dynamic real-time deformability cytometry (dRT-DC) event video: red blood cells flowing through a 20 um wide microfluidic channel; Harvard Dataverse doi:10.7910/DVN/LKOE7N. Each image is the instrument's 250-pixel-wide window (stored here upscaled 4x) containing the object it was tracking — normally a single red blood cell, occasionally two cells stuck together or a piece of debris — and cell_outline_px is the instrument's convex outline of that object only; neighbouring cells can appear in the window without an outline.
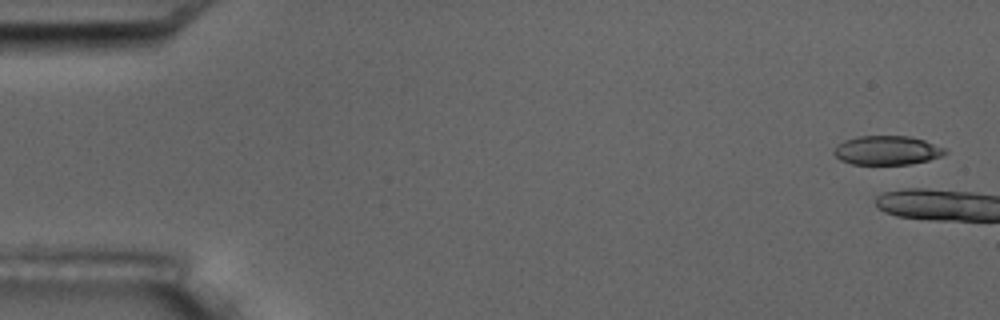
{"species": "common noctule bat (a hibernating species)", "species_latin": "Nyctalus noctula", "temperature_condition": "room temperature", "stored_images_in_passage": 16, "camera_frame_rate_fps": 3000, "um_per_image_px": 0.085, "animal": {"sex": "male", "body_mass_g": 17.5, "forearm_length_mm": 52.3}, "frame": {"image": 1, "passage_image": 1, "time_ms": 0.0, "image_size_px": [1000, 320], "cell_outline_px": [[948, 152], [940, 156], [928, 160], [908, 164], [852, 164], [840, 160], [832, 152], [844, 140], [860, 136], [908, 136], [924, 140], [944, 148]], "centroid_in_image_um": [75.39, 12.78], "position_along_channel_um": 9.6, "area_um2": 18.55}, "authors_computed_cell_mechanics": {"area_um2": 16.6464, "velocity_mm_per_s": 3.6715, "shape_relaxation_time_tau1_ms": 8.6628, "shape_relaxation_time_tau2_ms": 2.9037, "deformation_change_tau1": 0.1897, "deformation_change_tau2": 0.0648}}